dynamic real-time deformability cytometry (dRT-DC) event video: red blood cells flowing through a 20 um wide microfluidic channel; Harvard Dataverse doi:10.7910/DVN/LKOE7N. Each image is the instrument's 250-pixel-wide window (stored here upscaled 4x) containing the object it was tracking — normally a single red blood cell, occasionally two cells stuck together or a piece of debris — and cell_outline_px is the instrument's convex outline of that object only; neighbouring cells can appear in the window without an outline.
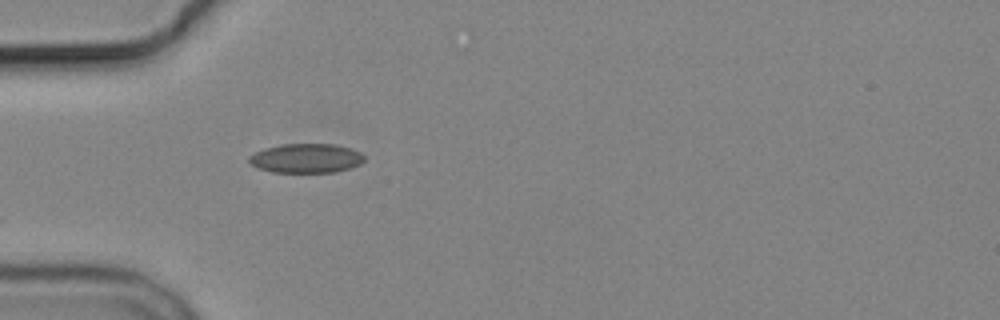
{"species": "common noctule bat (a hibernating species)", "species_latin": "Nyctalus noctula", "temperature_condition": "cold", "stored_images_in_passage": 1, "camera_frame_rate_fps": 3000, "um_per_image_px": 0.085, "animal": {"sex": "male", "body_mass_g": 19.2, "forearm_length_mm": 51.8}, "frame": {"image": 1, "passage_image": 1, "time_ms": 0.0, "image_size_px": [1000, 320], "cell_outline_px": [[364, 160], [360, 164], [336, 172], [272, 172], [256, 168], [248, 160], [248, 156], [264, 148], [280, 144], [336, 144], [352, 148], [360, 152], [364, 156]], "centroid_in_image_um": [26.01, 13.44], "position_along_channel_um": 59.0, "area_um2": 19.77}}